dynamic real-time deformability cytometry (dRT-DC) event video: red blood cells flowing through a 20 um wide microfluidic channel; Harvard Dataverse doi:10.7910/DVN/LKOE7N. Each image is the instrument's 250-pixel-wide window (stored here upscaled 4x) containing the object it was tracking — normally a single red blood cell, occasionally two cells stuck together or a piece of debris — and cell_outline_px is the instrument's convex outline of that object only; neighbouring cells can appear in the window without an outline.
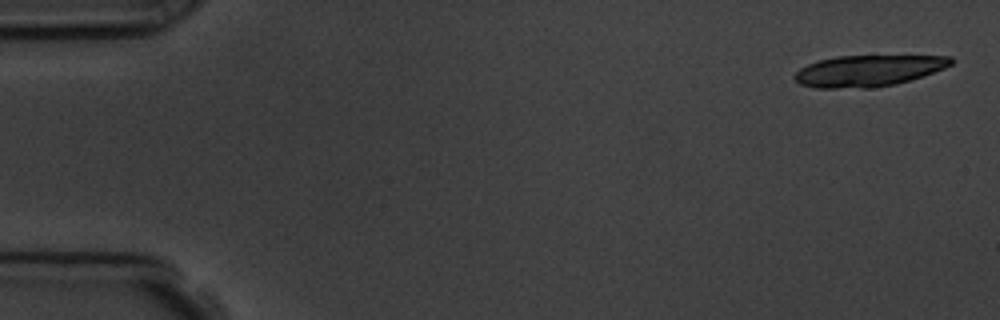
{"species": "common noctule bat (a hibernating species)", "species_latin": "Nyctalus noctula", "temperature_condition": "room temperature", "stored_images_in_passage": 4, "camera_frame_rate_fps": 3000, "um_per_image_px": 0.085, "animal": {"sex": "male", "body_mass_g": 19.5, "forearm_length_mm": 54.6}, "frame": {"image": 1, "passage_image": 1, "time_ms": 0.0, "image_size_px": [1000, 320], "cell_outline_px": [[956, 60], [952, 64], [944, 68], [896, 84], [868, 88], [816, 88], [800, 84], [792, 76], [800, 68], [808, 64], [820, 60], [836, 56], [952, 56]], "centroid_in_image_um": [73.78, 6.01], "position_along_channel_um": 11.2, "area_um2": 28.32}}